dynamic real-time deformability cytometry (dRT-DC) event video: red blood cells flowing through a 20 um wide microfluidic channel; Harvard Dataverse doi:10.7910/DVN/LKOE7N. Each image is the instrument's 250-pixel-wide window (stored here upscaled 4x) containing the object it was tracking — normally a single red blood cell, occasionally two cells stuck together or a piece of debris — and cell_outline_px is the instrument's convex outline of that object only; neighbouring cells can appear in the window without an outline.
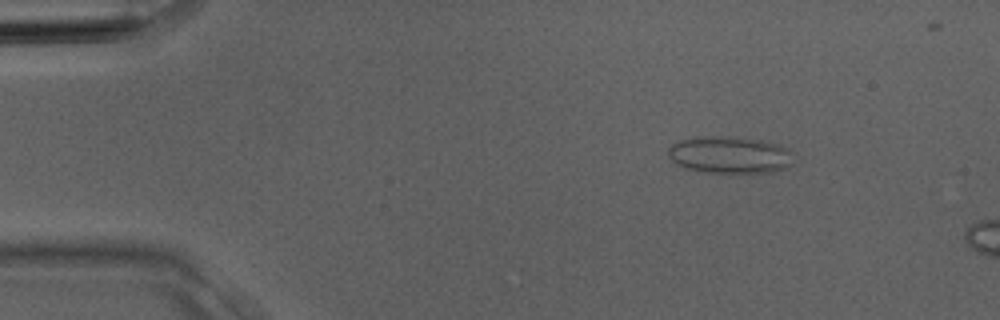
{"species": "Egyptian fruit bat (a non-hibernating species)", "species_latin": "Rousettus aegyptiacus", "temperature_condition": "room temperature", "stored_images_in_passage": 3, "camera_frame_rate_fps": 3000, "um_per_image_px": 0.085, "animal": {"sex": "male"}, "frame": {"image": 1, "passage_image": 2, "time_ms": 0.333, "image_size_px": [1000, 320], "cell_outline_px": [[792, 164], [788, 168], [768, 172], [700, 172], [684, 168], [676, 164], [668, 156], [668, 148], [672, 144], [680, 140], [700, 136], [736, 136], [760, 140], [780, 144], [788, 148]], "centroid_in_image_um": [61.99, 13.15], "position_along_channel_um": 23.0, "area_um2": 27.22}}